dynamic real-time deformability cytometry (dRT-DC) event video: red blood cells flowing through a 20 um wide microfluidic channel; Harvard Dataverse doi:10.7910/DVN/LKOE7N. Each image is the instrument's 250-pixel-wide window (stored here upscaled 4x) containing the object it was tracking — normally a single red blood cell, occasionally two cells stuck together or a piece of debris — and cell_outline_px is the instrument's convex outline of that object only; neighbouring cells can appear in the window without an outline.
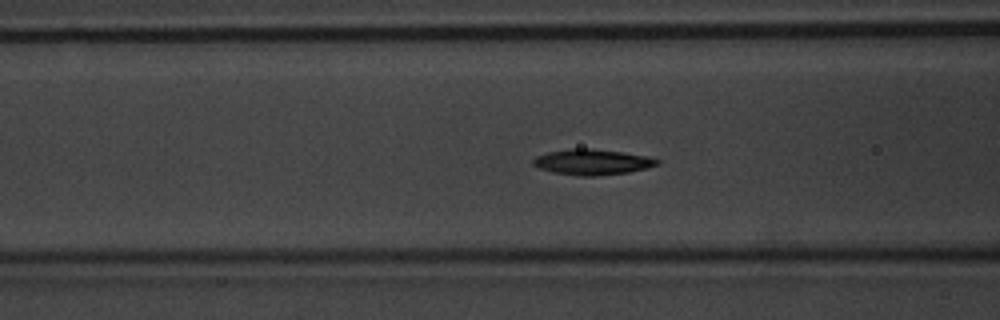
{"species": "common noctule bat (a hibernating species)", "species_latin": "Nyctalus noctula", "temperature_condition": "warm", "stored_images_in_passage": 50, "camera_frame_rate_fps": 3000, "um_per_image_px": 0.085, "animal": {"sex": "male", "body_mass_g": 20.1, "forearm_length_mm": 53.5}, "frame": {"image": 1, "passage_image": 15, "time_ms": 4.667, "image_size_px": [1000, 320], "cell_outline_px": [[660, 164], [648, 168], [628, 172], [596, 176], [580, 176], [552, 172], [540, 168], [532, 164], [532, 160], [536, 156], [548, 152], [572, 148], [592, 148], [648, 156], [660, 160]], "centroid_in_image_um": [50.35, 13.77], "position_along_channel_um": 116.2, "area_um2": 18.55}}
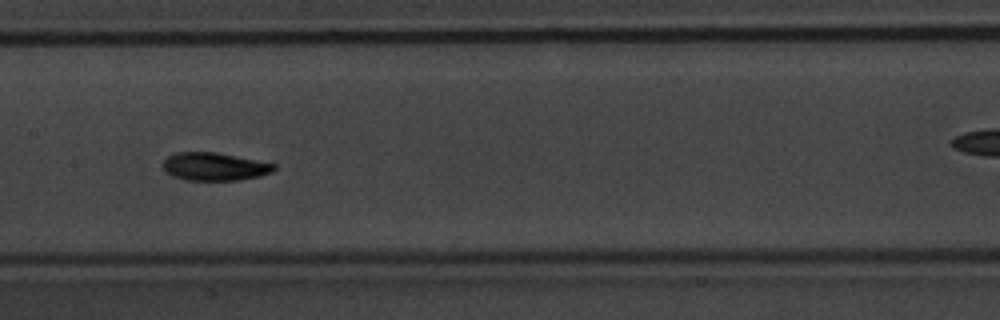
{"frame": {"image": 2, "passage_image": 21, "time_ms": 6.667, "image_size_px": [1000, 320], "cell_outline_px": [[276, 168], [272, 172], [260, 176], [236, 180], [184, 180], [172, 176], [164, 168], [164, 160], [168, 156], [176, 152], [216, 152], [276, 164]], "centroid_in_image_um": [18.24, 14.16], "position_along_channel_um": 189.2, "area_um2": 17.98}}
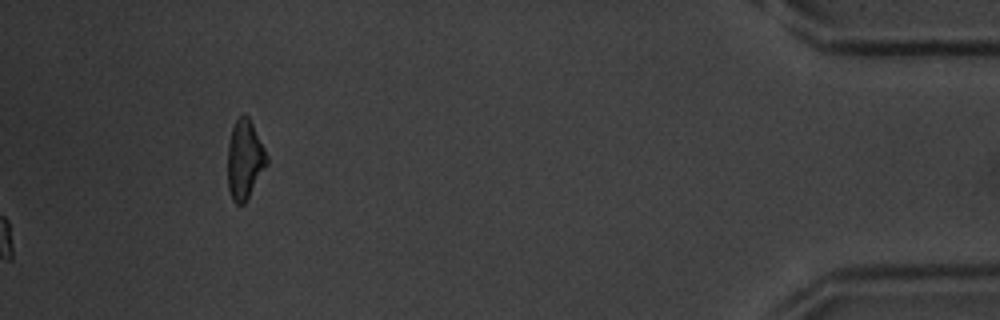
{"frame": {"image": 3, "passage_image": 50, "time_ms": 16.333, "image_size_px": [1000, 320], "cell_outline_px": [[268, 164], [244, 204], [236, 204], [232, 200], [228, 188], [228, 144], [232, 128], [236, 120], [240, 116], [248, 116], [268, 156]], "centroid_in_image_um": [20.8, 13.6], "position_along_channel_um": 414.4, "area_um2": 17.86}, "authors_computed_cell_mechanics": {"area_um2": 17.4845, "velocity_mm_per_s": 3.6361, "shape_relaxation_time_tau1_ms": 2.6479, "shape_relaxation_time_tau2_ms": 4.2451, "deformation_change_tau1": 0.1271, "deformation_change_tau2": 0.0924}}